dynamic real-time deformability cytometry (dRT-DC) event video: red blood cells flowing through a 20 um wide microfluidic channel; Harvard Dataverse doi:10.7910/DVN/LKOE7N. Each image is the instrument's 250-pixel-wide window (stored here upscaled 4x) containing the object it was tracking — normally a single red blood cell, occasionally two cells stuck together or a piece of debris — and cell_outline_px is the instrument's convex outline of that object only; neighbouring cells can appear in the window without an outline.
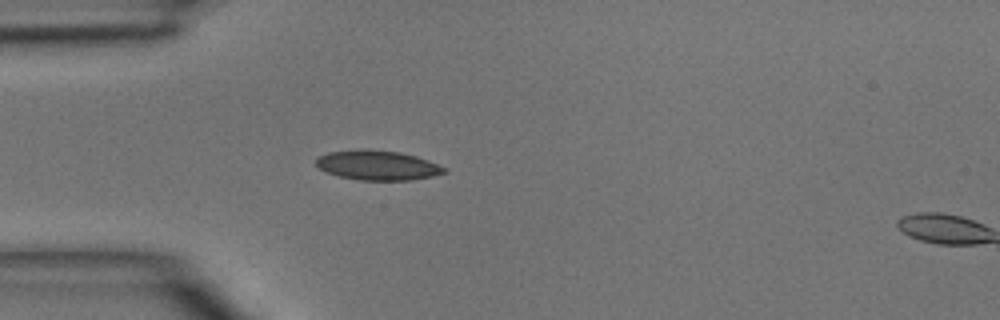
{"species": "common noctule bat (a hibernating species)", "species_latin": "Nyctalus noctula", "temperature_condition": "room temperature", "stored_images_in_passage": 2, "camera_frame_rate_fps": 3000, "um_per_image_px": 0.085, "animal": {"sex": "male", "body_mass_g": 15.6}, "frame": {"image": 1, "passage_image": 1, "time_ms": 0.0, "image_size_px": [1000, 320], "cell_outline_px": [[448, 172], [432, 176], [412, 180], [360, 180], [340, 176], [328, 172], [320, 168], [316, 164], [316, 156], [328, 152], [360, 148], [368, 148], [400, 152], [416, 156], [428, 160], [448, 168]], "centroid_in_image_um": [32.11, 14.03], "position_along_channel_um": 52.9, "area_um2": 22.43}}